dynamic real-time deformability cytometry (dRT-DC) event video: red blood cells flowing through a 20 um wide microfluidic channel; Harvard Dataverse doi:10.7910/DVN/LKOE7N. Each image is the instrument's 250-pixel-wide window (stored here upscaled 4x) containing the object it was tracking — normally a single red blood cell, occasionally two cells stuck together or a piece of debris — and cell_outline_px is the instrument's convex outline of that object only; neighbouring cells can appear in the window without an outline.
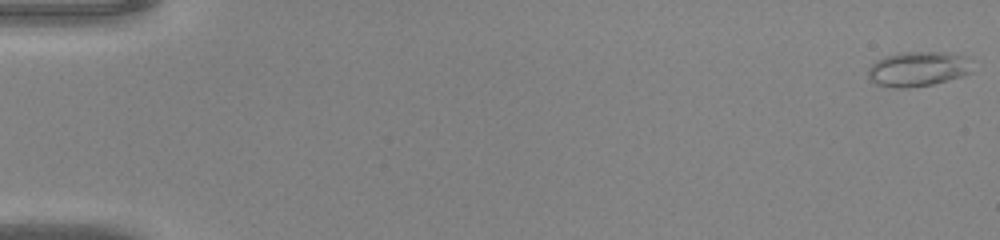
{"species": "common noctule bat (a hibernating species)", "species_latin": "Nyctalus noctula", "temperature_condition": "warm", "stored_images_in_passage": 47, "camera_frame_rate_fps": 3000, "um_per_image_px": 0.085, "animal": {"sex": "male", "body_mass_g": 20.0, "forearm_length_mm": 53.3}, "frame": {"image": 1, "passage_image": 1, "time_ms": 0.0, "image_size_px": [1000, 240], "cell_outline_px": [[972, 72], [960, 76], [932, 84], [908, 88], [892, 88], [876, 84], [868, 80], [868, 68], [876, 60], [884, 56], [900, 52], [944, 52], [964, 56]], "centroid_in_image_um": [77.93, 5.87], "position_along_channel_um": 7.1, "area_um2": 21.04}}
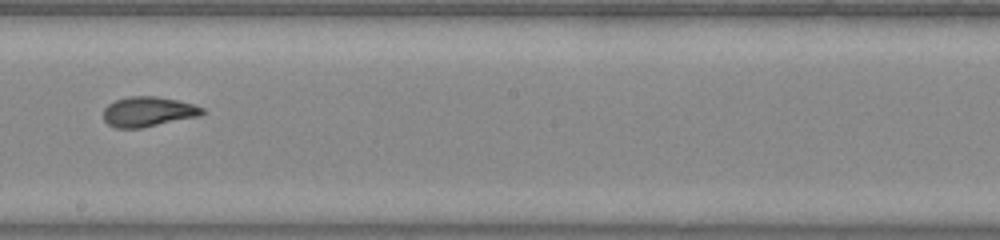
{"frame": {"image": 2, "passage_image": 28, "time_ms": 9.0, "image_size_px": [1000, 240], "cell_outline_px": [[204, 112], [200, 116], [140, 128], [116, 128], [108, 124], [104, 120], [104, 108], [108, 104], [116, 100], [128, 96], [156, 96], [176, 100], [192, 104], [204, 108]], "centroid_in_image_um": [12.58, 9.49], "position_along_channel_um": 235.6, "area_um2": 17.17}}
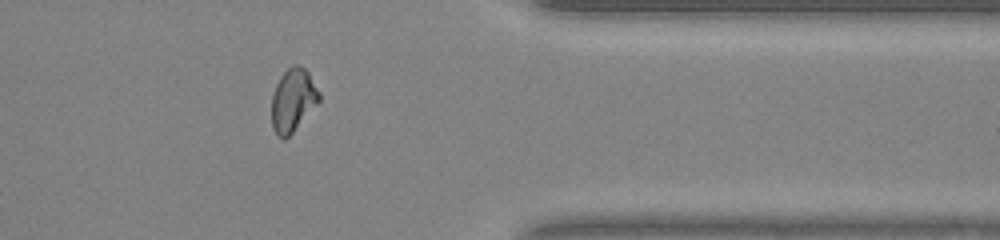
{"frame": {"image": 3, "passage_image": 39, "time_ms": 12.667, "image_size_px": [1000, 240], "cell_outline_px": [[320, 100], [292, 132], [284, 140], [276, 136], [272, 128], [272, 92], [280, 76], [292, 64], [300, 64], [308, 72], [320, 92]], "centroid_in_image_um": [24.88, 8.49], "position_along_channel_um": 386.5, "area_um2": 17.46}}